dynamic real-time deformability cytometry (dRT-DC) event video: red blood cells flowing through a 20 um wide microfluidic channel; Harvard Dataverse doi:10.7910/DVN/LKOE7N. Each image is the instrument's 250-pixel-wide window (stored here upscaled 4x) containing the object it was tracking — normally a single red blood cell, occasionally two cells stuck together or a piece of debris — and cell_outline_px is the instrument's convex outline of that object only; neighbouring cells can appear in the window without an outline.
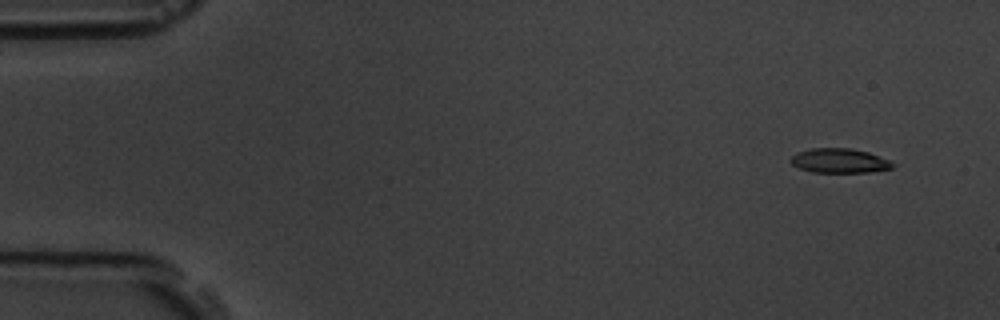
{"species": "common noctule bat (a hibernating species)", "species_latin": "Nyctalus noctula", "temperature_condition": "room temperature", "stored_images_in_passage": 8, "camera_frame_rate_fps": 3000, "um_per_image_px": 0.085, "animal": {"sex": "male", "body_mass_g": 19.5, "forearm_length_mm": 54.6}, "frame": {"image": 1, "passage_image": 1, "time_ms": 0.0, "image_size_px": [1000, 320], "cell_outline_px": [[896, 164], [892, 168], [868, 172], [812, 172], [800, 168], [792, 164], [788, 160], [796, 152], [812, 148], [852, 148], [868, 152], [888, 160]], "centroid_in_image_um": [71.32, 13.65], "position_along_channel_um": 13.7, "area_um2": 14.51}}
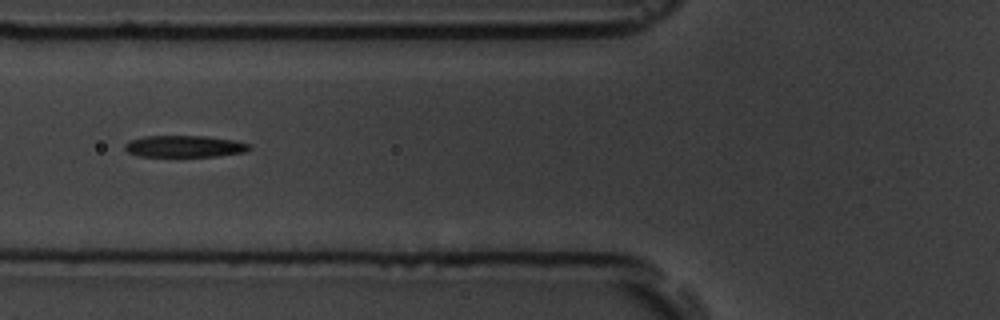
{"frame": {"image": 2, "passage_image": 6, "time_ms": 6.0, "image_size_px": [1000, 320], "cell_outline_px": [[252, 148], [244, 152], [216, 156], [140, 156], [128, 152], [124, 148], [124, 144], [128, 140], [144, 136], [204, 136], [232, 140], [248, 144]], "centroid_in_image_um": [15.63, 12.43], "position_along_channel_um": 110.2, "area_um2": 15.61}}
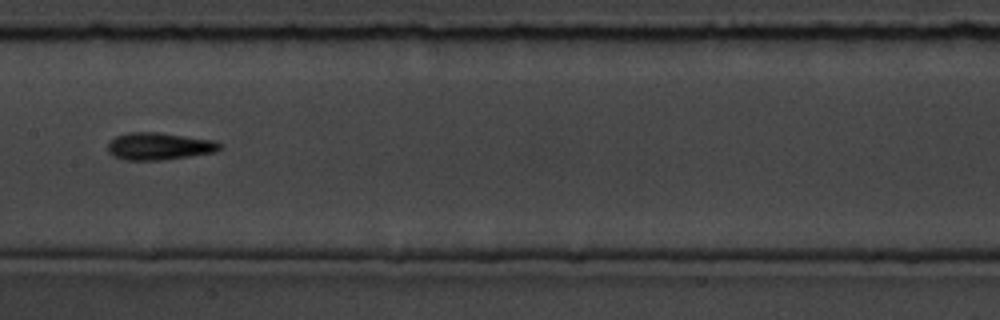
{"frame": {"image": 3, "passage_image": 8, "time_ms": 8.333, "image_size_px": [1000, 320], "cell_outline_px": [[220, 148], [216, 152], [160, 160], [124, 160], [108, 152], [108, 144], [116, 136], [128, 132], [160, 132], [216, 140], [220, 144]], "centroid_in_image_um": [13.54, 12.42], "position_along_channel_um": 193.9, "area_um2": 17.74}}